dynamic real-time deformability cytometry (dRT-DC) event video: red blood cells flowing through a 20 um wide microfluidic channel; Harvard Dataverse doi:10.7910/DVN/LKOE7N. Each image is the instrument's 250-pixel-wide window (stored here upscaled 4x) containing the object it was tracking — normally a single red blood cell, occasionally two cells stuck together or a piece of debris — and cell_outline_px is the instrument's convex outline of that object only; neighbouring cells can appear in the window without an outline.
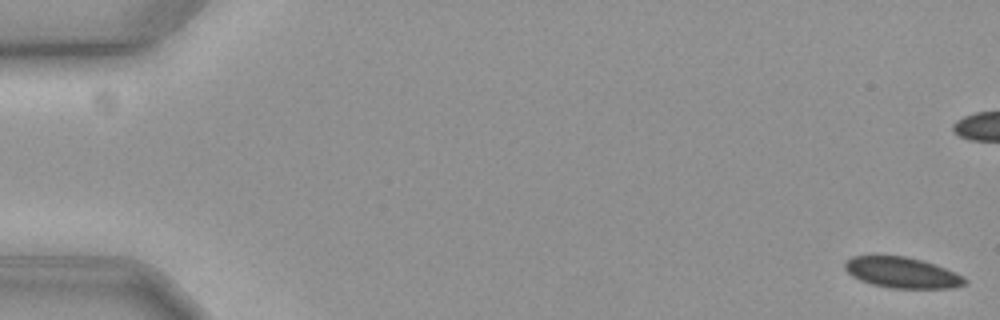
{"species": "common noctule bat (a hibernating species)", "species_latin": "Nyctalus noctula", "temperature_condition": "cold", "stored_images_in_passage": 17, "camera_frame_rate_fps": 3000, "um_per_image_px": 0.085, "animal": {"sex": "female", "body_mass_g": 19.3, "forearm_length_mm": 54.1}, "frame": {"image": 1, "passage_image": 1, "time_ms": 0.0, "image_size_px": [1000, 320], "cell_outline_px": [[968, 280], [964, 284], [952, 288], [892, 288], [872, 284], [860, 280], [852, 276], [844, 268], [844, 260], [852, 256], [904, 256], [924, 260], [936, 264], [964, 276]], "centroid_in_image_um": [76.67, 23.16], "position_along_channel_um": 8.3, "area_um2": 21.62}}